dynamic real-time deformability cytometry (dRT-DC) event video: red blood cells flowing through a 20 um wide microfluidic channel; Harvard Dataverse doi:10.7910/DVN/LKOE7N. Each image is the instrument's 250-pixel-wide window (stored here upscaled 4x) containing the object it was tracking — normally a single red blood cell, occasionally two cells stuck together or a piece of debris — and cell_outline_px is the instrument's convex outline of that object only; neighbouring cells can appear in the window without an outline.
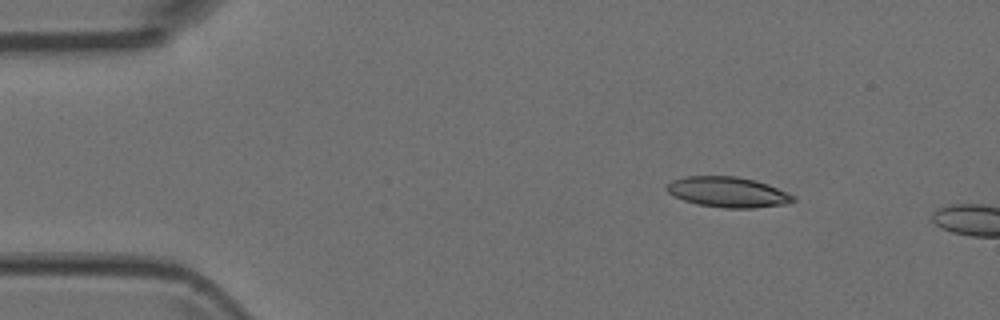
{"species": "Egyptian fruit bat (a non-hibernating species)", "species_latin": "Rousettus aegyptiacus", "temperature_condition": "room temperature", "stored_images_in_passage": 3, "camera_frame_rate_fps": 3000, "um_per_image_px": 0.085, "animal": {"sex": "female"}, "frame": {"image": 1, "passage_image": 2, "time_ms": 0.333, "image_size_px": [1000, 320], "cell_outline_px": [[796, 200], [788, 204], [752, 208], [724, 208], [696, 204], [684, 200], [668, 192], [664, 188], [672, 180], [684, 176], [736, 176], [756, 180], [768, 184], [788, 192], [796, 196]], "centroid_in_image_um": [61.9, 16.32], "position_along_channel_um": 23.1, "area_um2": 22.6}}